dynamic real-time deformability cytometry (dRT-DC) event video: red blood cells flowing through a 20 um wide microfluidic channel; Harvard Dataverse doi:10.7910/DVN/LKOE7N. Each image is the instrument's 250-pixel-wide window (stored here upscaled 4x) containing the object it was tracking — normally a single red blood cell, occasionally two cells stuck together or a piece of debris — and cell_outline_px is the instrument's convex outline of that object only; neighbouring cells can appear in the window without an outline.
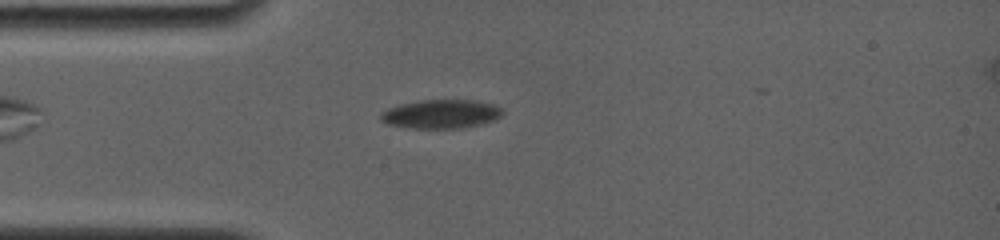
{"species": "common noctule bat (a hibernating species)", "species_latin": "Nyctalus noctula", "temperature_condition": "room temperature", "stored_images_in_passage": 5, "camera_frame_rate_fps": 4000, "um_per_image_px": 0.085, "animal": {"sex": "female", "body_mass_g": 19.0, "forearm_length_mm": 56.7}, "frame": {"image": 1, "passage_image": 2, "time_ms": 1.0, "image_size_px": [1000, 240], "cell_outline_px": [[504, 112], [500, 116], [492, 120], [480, 124], [460, 128], [412, 128], [388, 124], [380, 120], [380, 112], [388, 108], [400, 104], [420, 100], [476, 100], [492, 104], [504, 108]], "centroid_in_image_um": [37.48, 9.68], "position_along_channel_um": 47.5, "area_um2": 20.46}}
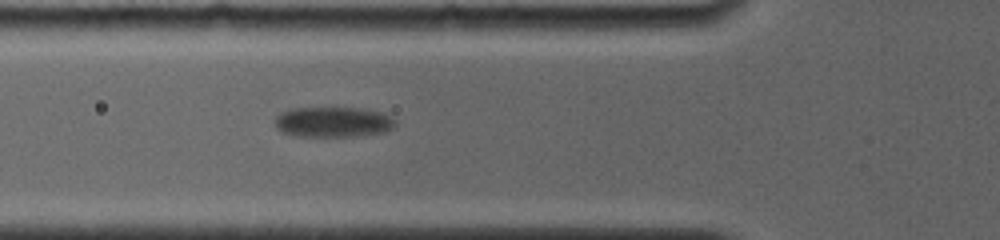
{"frame": {"image": 2, "passage_image": 4, "time_ms": 2.75, "image_size_px": [1000, 240], "cell_outline_px": [[396, 124], [392, 128], [384, 132], [352, 136], [296, 136], [280, 132], [276, 128], [276, 116], [280, 112], [288, 108], [360, 108], [384, 112], [396, 120]], "centroid_in_image_um": [28.3, 10.36], "position_along_channel_um": 97.5, "area_um2": 21.44}}